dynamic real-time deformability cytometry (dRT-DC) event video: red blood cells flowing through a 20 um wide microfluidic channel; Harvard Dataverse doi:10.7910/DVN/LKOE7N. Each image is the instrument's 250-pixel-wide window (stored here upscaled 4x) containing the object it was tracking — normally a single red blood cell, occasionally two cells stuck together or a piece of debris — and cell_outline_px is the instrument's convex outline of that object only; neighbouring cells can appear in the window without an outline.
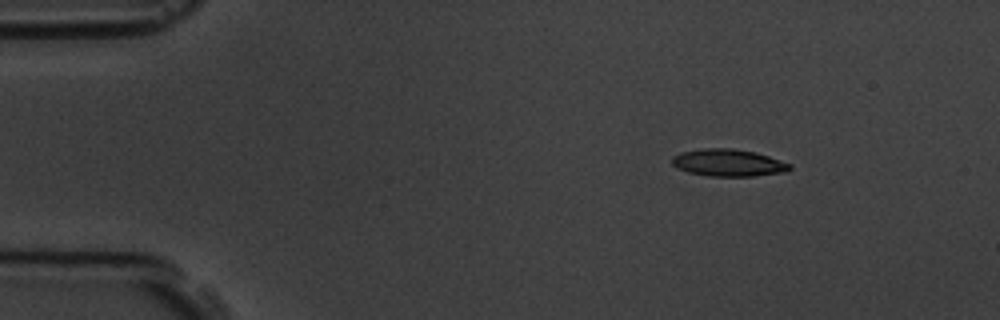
{"species": "common noctule bat (a hibernating species)", "species_latin": "Nyctalus noctula", "temperature_condition": "room temperature", "stored_images_in_passage": 5, "camera_frame_rate_fps": 3000, "um_per_image_px": 0.085, "animal": {"sex": "male", "body_mass_g": 19.5, "forearm_length_mm": 54.6}, "frame": {"image": 1, "passage_image": 3, "time_ms": 2.333, "image_size_px": [1000, 320], "cell_outline_px": [[792, 168], [788, 172], [752, 176], [708, 176], [688, 172], [676, 168], [672, 164], [672, 156], [680, 152], [704, 148], [732, 148], [756, 152], [792, 164]], "centroid_in_image_um": [61.91, 13.83], "position_along_channel_um": 23.1, "area_um2": 18.84}}
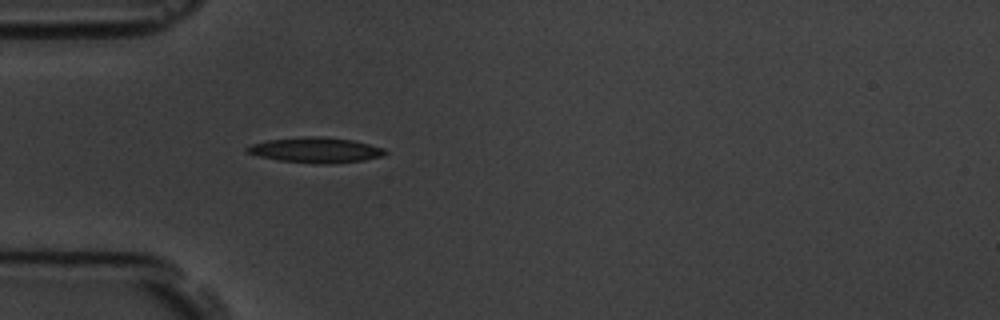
{"frame": {"image": 2, "passage_image": 5, "time_ms": 5.333, "image_size_px": [1000, 320], "cell_outline_px": [[388, 152], [384, 156], [364, 160], [328, 164], [312, 164], [280, 160], [260, 156], [248, 152], [244, 148], [252, 144], [268, 140], [312, 136], [320, 136], [352, 140], [384, 148]], "centroid_in_image_um": [26.88, 12.76], "position_along_channel_um": 58.1, "area_um2": 20.23}}